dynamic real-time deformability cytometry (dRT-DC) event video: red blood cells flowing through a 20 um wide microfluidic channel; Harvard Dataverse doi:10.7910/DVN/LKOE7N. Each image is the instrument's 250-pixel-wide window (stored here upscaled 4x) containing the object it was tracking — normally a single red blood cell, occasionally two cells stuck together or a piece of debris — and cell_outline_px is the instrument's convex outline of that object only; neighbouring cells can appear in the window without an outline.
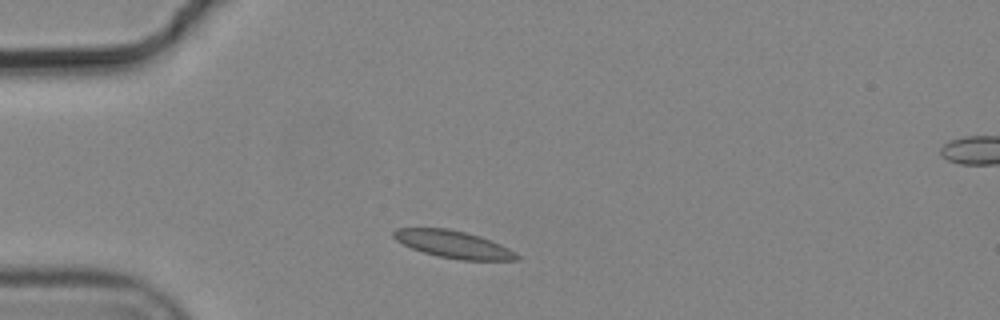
{"species": "common noctule bat (a hibernating species)", "species_latin": "Nyctalus noctula", "temperature_condition": "cold", "stored_images_in_passage": 2, "segment_of_instrument_passage": [1, 2], "camera_frame_rate_fps": 3000, "um_per_image_px": 0.085, "animal": {"sex": "male", "body_mass_g": 19.2, "forearm_length_mm": 51.8}, "frame": {"image": 1, "passage_image": 1, "time_ms": 0.0, "image_size_px": [1000, 320], "cell_outline_px": [[520, 260], [460, 260], [436, 256], [412, 248], [396, 240], [392, 236], [392, 232], [396, 228], [448, 228], [480, 236], [500, 244], [516, 252], [520, 256]], "centroid_in_image_um": [38.55, 20.77], "position_along_channel_um": 46.5, "area_um2": 19.59}}